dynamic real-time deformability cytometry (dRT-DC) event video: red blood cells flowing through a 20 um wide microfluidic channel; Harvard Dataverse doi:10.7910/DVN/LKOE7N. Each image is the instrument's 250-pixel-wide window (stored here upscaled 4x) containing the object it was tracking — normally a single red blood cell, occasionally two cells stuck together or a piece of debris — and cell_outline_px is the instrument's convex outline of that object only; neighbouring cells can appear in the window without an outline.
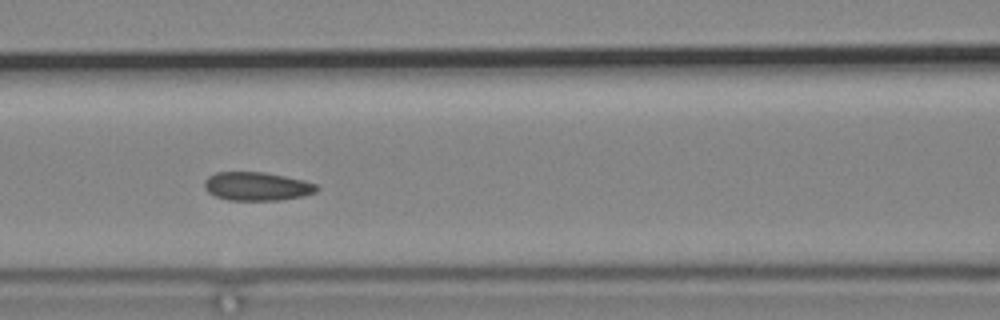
{"species": "common noctule bat (a hibernating species)", "species_latin": "Nyctalus noctula", "temperature_condition": "cold", "stored_images_in_passage": 15, "camera_frame_rate_fps": 3000, "um_per_image_px": 0.085, "animal": {"sex": "male", "body_mass_g": 19.2, "forearm_length_mm": 51.8}, "frame": {"image": 1, "passage_image": 7, "time_ms": 7.667, "image_size_px": [1000, 320], "cell_outline_px": [[320, 188], [316, 192], [304, 196], [280, 200], [228, 200], [216, 196], [208, 192], [204, 188], [204, 180], [208, 176], [216, 172], [264, 172], [304, 180], [316, 184]], "centroid_in_image_um": [21.84, 15.84], "position_along_channel_um": 144.8, "area_um2": 18.79}}
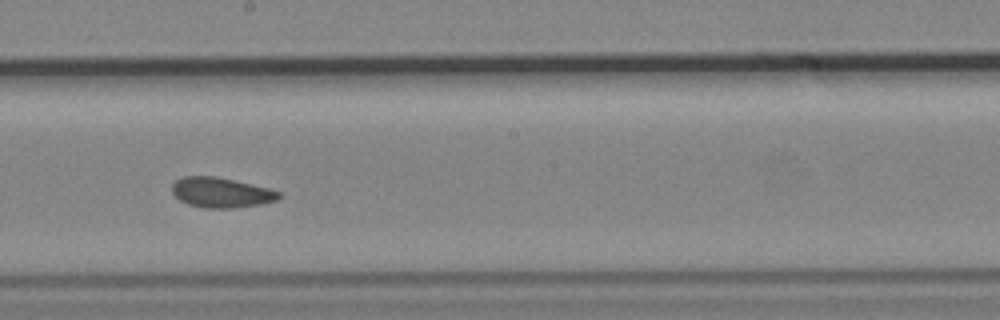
{"frame": {"image": 2, "passage_image": 9, "time_ms": 10.0, "image_size_px": [1000, 320], "cell_outline_px": [[280, 196], [276, 200], [260, 204], [232, 208], [204, 208], [188, 204], [180, 200], [172, 192], [172, 184], [176, 180], [184, 176], [216, 176], [236, 180], [268, 188], [280, 192]], "centroid_in_image_um": [18.77, 16.36], "position_along_channel_um": 229.4, "area_um2": 18.67}}
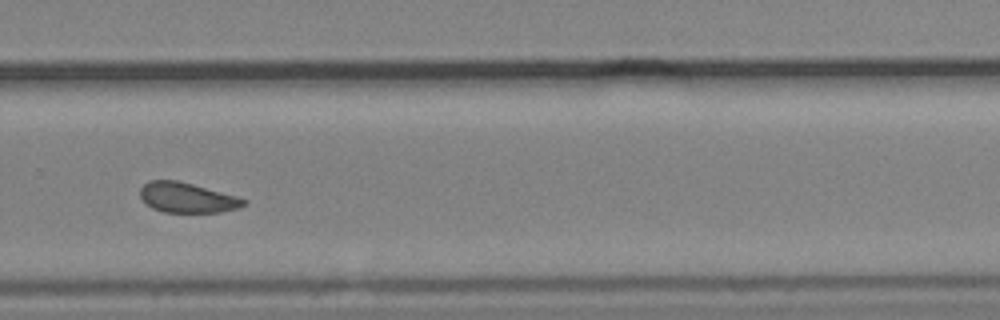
{"frame": {"image": 3, "passage_image": 11, "time_ms": 12.333, "image_size_px": [1000, 320], "cell_outline_px": [[248, 204], [240, 208], [220, 212], [164, 212], [152, 208], [140, 196], [140, 188], [148, 180], [176, 180], [240, 196], [248, 200]], "centroid_in_image_um": [15.97, 16.8], "position_along_channel_um": 313.8, "area_um2": 18.32}, "authors_computed_cell_mechanics": {"area_um2": 19.1896, "velocity_mm_per_s": 3.647, "shape_relaxation_time_tau1_ms": 2.4579, "shape_relaxation_time_tau2_ms": null, "deformation_change_tau1": 0.0406, "deformation_change_tau2": null}}